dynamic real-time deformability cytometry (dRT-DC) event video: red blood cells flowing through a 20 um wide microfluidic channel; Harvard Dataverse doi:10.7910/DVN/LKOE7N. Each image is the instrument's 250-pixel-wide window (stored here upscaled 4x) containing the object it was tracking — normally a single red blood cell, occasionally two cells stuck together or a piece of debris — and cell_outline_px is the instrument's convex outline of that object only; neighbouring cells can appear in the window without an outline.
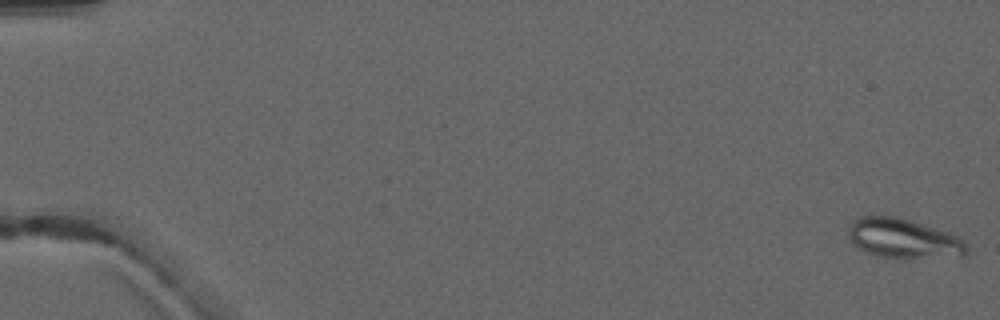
{"species": "common noctule bat (a hibernating species)", "species_latin": "Nyctalus noctula", "temperature_condition": "warm", "stored_images_in_passage": 7, "camera_frame_rate_fps": 3000, "um_per_image_px": 0.085, "animal": {"sex": "male", "forearm_length_mm": 52.5}, "frame": {"image": 1, "passage_image": 1, "time_ms": 0.0, "image_size_px": [1000, 320], "cell_outline_px": [[968, 256], [908, 260], [904, 260], [880, 256], [856, 248], [852, 244], [848, 236], [848, 224], [852, 220], [860, 216], [896, 216], [948, 232], [964, 240], [968, 244]], "centroid_in_image_um": [76.81, 20.31], "position_along_channel_um": 8.2, "area_um2": 28.21}}